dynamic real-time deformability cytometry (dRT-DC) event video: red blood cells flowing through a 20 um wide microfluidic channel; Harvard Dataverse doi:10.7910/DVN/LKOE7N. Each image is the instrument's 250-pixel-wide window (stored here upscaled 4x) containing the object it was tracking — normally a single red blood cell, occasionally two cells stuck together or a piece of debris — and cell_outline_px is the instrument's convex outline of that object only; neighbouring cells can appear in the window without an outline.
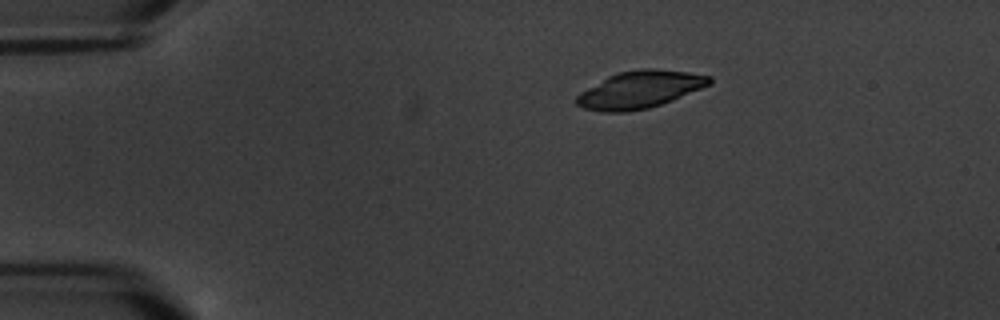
{"species": "common noctule bat (a hibernating species)", "species_latin": "Nyctalus noctula", "temperature_condition": "warm", "stored_images_in_passage": 3, "camera_frame_rate_fps": 3000, "um_per_image_px": 0.085, "animal": {"sex": "male", "body_mass_g": 20.1, "forearm_length_mm": 53.5}, "frame": {"image": 1, "passage_image": 1, "time_ms": 0.0, "image_size_px": [1000, 320], "cell_outline_px": [[712, 84], [672, 100], [648, 108], [628, 112], [604, 112], [584, 108], [576, 104], [576, 96], [580, 92], [608, 76], [620, 72], [640, 68], [656, 68], [688, 72], [712, 76]], "centroid_in_image_um": [54.4, 7.61], "position_along_channel_um": 30.6, "area_um2": 28.84}}